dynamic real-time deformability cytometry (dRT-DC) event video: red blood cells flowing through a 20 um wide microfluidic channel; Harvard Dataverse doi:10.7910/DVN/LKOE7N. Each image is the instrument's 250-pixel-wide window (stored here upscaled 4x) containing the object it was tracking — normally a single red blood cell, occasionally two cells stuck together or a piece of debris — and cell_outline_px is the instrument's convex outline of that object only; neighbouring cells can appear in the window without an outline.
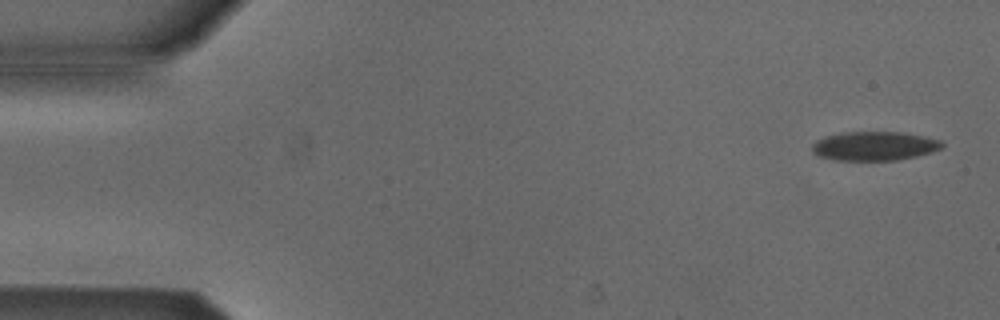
{"species": "Egyptian fruit bat (a non-hibernating species)", "species_latin": "Rousettus aegyptiacus", "temperature_condition": "cold", "stored_images_in_passage": 53, "camera_frame_rate_fps": 3000, "um_per_image_px": 0.085, "animal": {"sex": "male"}, "frame": {"image": 1, "passage_image": 2, "time_ms": 0.333, "image_size_px": [1000, 320], "cell_outline_px": [[944, 148], [932, 152], [916, 156], [896, 160], [832, 160], [820, 156], [812, 152], [812, 144], [816, 140], [824, 136], [840, 132], [904, 132], [940, 140], [944, 144]], "centroid_in_image_um": [74.31, 12.41], "position_along_channel_um": 10.7, "area_um2": 22.14}}
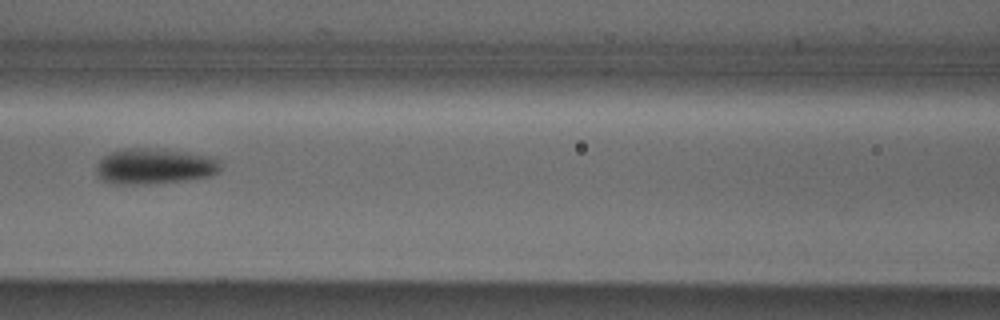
{"frame": {"image": 2, "passage_image": 23, "time_ms": 7.333, "image_size_px": [1000, 320], "cell_outline_px": [[220, 172], [212, 176], [188, 180], [140, 184], [112, 184], [100, 180], [96, 172], [96, 168], [100, 160], [104, 156], [112, 152], [128, 148], [144, 148], [188, 152], [216, 156], [220, 164]], "centroid_in_image_um": [13.17, 14.14], "position_along_channel_um": 153.4, "area_um2": 26.01}}
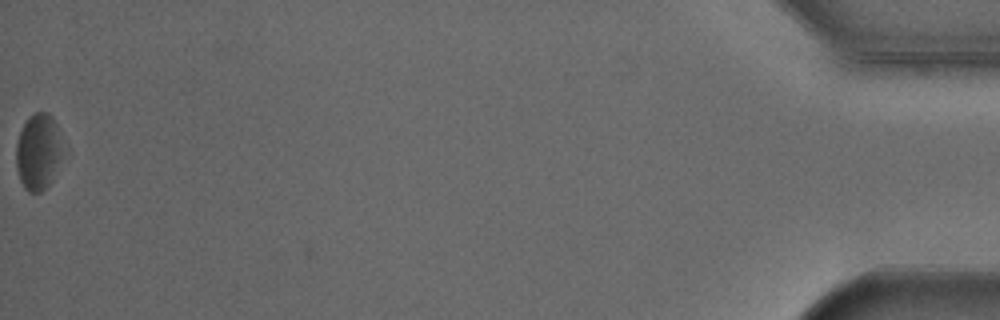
{"frame": {"image": 3, "passage_image": 53, "time_ms": 17.333, "image_size_px": [1000, 320], "cell_outline_px": [[68, 152], [52, 180], [40, 192], [28, 192], [24, 188], [20, 180], [16, 168], [16, 144], [20, 132], [28, 116], [36, 112], [48, 112], [52, 116], [68, 148]], "centroid_in_image_um": [3.34, 12.89], "position_along_channel_um": 431.9, "area_um2": 21.79}, "authors_computed_cell_mechanics": {"area_um2": 22.9466, "velocity_mm_per_s": 3.8379, "shape_relaxation_time_tau1_ms": 1.8001, "shape_relaxation_time_tau2_ms": null, "deformation_change_tau1": 0.0853, "deformation_change_tau2": null}}